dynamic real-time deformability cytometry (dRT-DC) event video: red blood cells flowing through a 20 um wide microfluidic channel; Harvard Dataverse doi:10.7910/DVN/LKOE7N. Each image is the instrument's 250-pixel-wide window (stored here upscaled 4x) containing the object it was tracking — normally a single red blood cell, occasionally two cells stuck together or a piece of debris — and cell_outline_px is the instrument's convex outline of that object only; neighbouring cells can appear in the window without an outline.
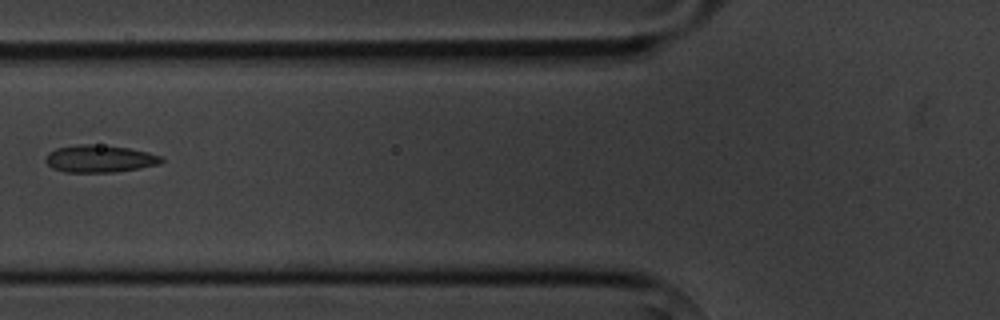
{"species": "common noctule bat (a hibernating species)", "species_latin": "Nyctalus noctula", "temperature_condition": "cold", "stored_images_in_passage": 10, "camera_frame_rate_fps": 3000, "um_per_image_px": 0.085, "animal": {"sex": "male", "body_mass_g": 20.1, "forearm_length_mm": 53.5}, "frame": {"image": 1, "passage_image": 7, "time_ms": 7.333, "image_size_px": [1000, 320], "cell_outline_px": [[164, 160], [160, 164], [140, 168], [116, 172], [64, 172], [52, 168], [44, 160], [48, 152], [56, 148], [80, 144], [92, 144], [128, 148], [148, 152], [164, 156]], "centroid_in_image_um": [8.48, 13.49], "position_along_channel_um": 117.3, "area_um2": 18.55}}
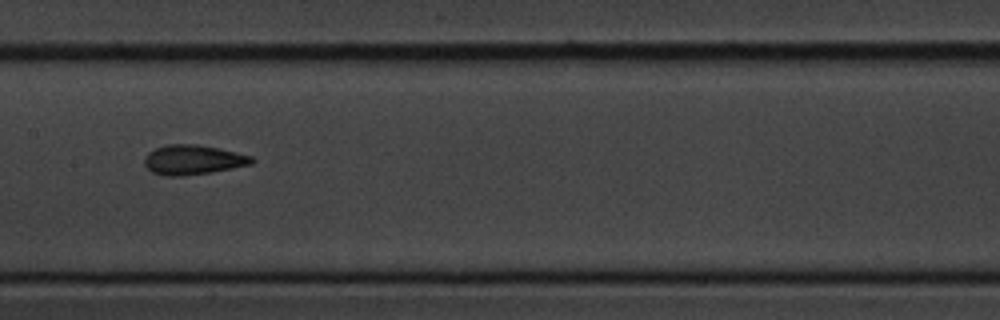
{"frame": {"image": 2, "passage_image": 9, "time_ms": 9.333, "image_size_px": [1000, 320], "cell_outline_px": [[256, 160], [252, 164], [212, 172], [184, 176], [164, 176], [152, 172], [144, 164], [144, 156], [148, 152], [164, 144], [196, 144], [236, 152], [252, 156]], "centroid_in_image_um": [16.39, 13.58], "position_along_channel_um": 191.0, "area_um2": 18.67}}
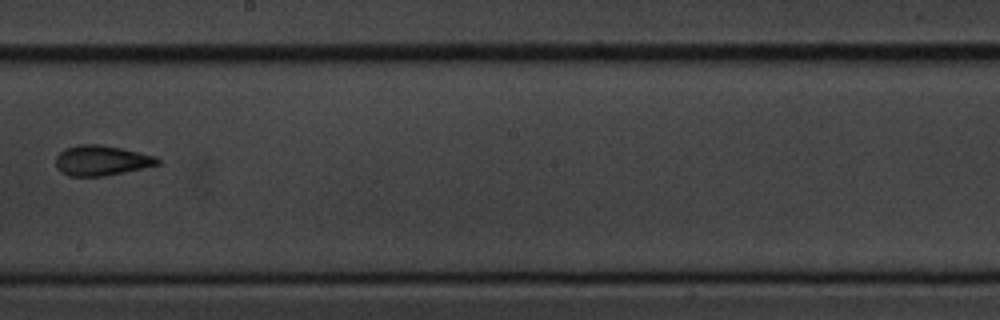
{"frame": {"image": 3, "passage_image": 10, "time_ms": 10.667, "image_size_px": [1000, 320], "cell_outline_px": [[160, 164], [124, 172], [104, 176], [68, 176], [60, 172], [56, 168], [56, 156], [64, 148], [76, 144], [100, 144], [120, 148], [156, 156], [160, 160]], "centroid_in_image_um": [8.58, 13.64], "position_along_channel_um": 239.6, "area_um2": 17.98}}